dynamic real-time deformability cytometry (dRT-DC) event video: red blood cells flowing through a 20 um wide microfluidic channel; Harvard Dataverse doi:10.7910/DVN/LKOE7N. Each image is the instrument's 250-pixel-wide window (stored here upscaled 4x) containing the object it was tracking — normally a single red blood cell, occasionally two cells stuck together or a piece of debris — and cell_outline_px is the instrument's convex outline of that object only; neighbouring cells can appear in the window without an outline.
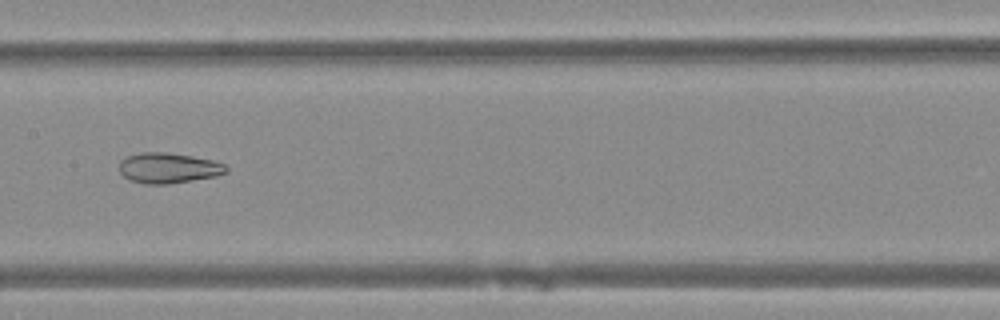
{"species": "Egyptian fruit bat (a non-hibernating species)", "species_latin": "Rousettus aegyptiacus", "temperature_condition": "warm", "stored_images_in_passage": 38, "camera_frame_rate_fps": 3000, "um_per_image_px": 0.085, "animal": {"sex": "female"}, "frame": {"image": 1, "passage_image": 14, "time_ms": 4.333, "image_size_px": [1000, 320], "cell_outline_px": [[228, 172], [216, 176], [168, 184], [144, 184], [128, 180], [120, 172], [120, 160], [128, 156], [140, 152], [168, 152], [192, 156], [212, 160], [224, 164], [228, 168]], "centroid_in_image_um": [14.3, 14.28], "position_along_channel_um": 193.1, "area_um2": 19.02}}
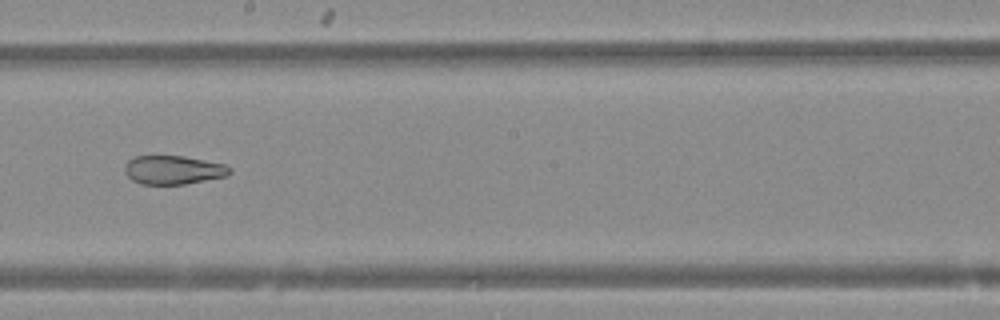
{"frame": {"image": 2, "passage_image": 17, "time_ms": 5.333, "image_size_px": [1000, 320], "cell_outline_px": [[232, 172], [228, 176], [184, 184], [140, 184], [132, 180], [124, 172], [124, 164], [128, 160], [136, 156], [184, 156], [224, 164], [232, 168]], "centroid_in_image_um": [14.73, 14.44], "position_along_channel_um": 233.5, "area_um2": 17.69}}
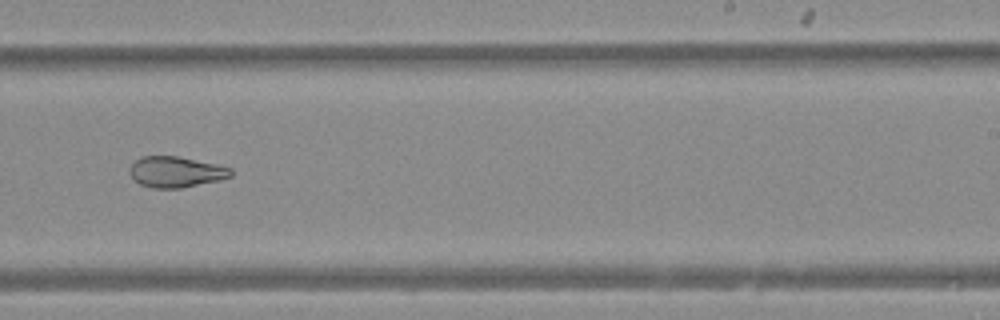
{"frame": {"image": 3, "passage_image": 20, "time_ms": 6.333, "image_size_px": [1000, 320], "cell_outline_px": [[232, 176], [220, 180], [180, 188], [152, 188], [140, 184], [132, 180], [128, 168], [140, 156], [180, 156], [216, 164], [232, 168]], "centroid_in_image_um": [14.93, 14.61], "position_along_channel_um": 274.1, "area_um2": 18.38}}